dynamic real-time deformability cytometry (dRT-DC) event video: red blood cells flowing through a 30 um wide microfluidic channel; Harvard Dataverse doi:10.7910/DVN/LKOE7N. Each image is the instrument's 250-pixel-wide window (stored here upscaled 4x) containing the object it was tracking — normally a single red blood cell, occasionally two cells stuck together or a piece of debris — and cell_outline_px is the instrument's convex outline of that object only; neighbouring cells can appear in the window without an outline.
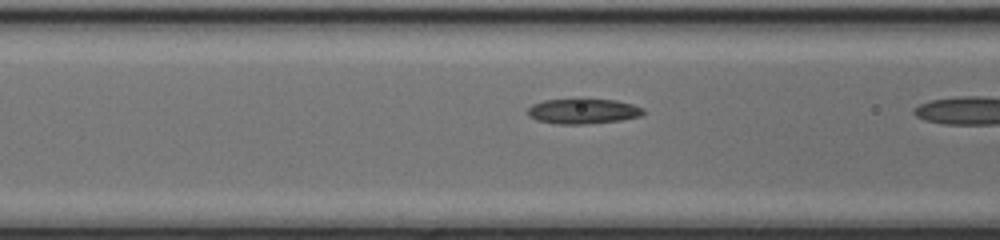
{"species": "common noctule bat (a hibernating species)", "species_latin": "Nyctalus noctula", "temperature_condition": "cold", "stored_images_in_passage": 18, "camera_frame_rate_fps": 3000, "um_per_image_px": 0.085, "animal": {"sex": "female", "body_mass_g": 17.0, "forearm_length_mm": 48.0}, "frame": {"image": 1, "passage_image": 14, "time_ms": 4.333, "image_size_px": [1000, 240], "cell_outline_px": [[644, 112], [640, 116], [620, 120], [584, 124], [556, 124], [536, 120], [528, 116], [528, 108], [532, 104], [544, 100], [576, 96], [584, 96], [616, 100], [632, 104], [644, 108]], "centroid_in_image_um": [49.52, 9.39], "position_along_channel_um": 117.1, "area_um2": 17.86}}
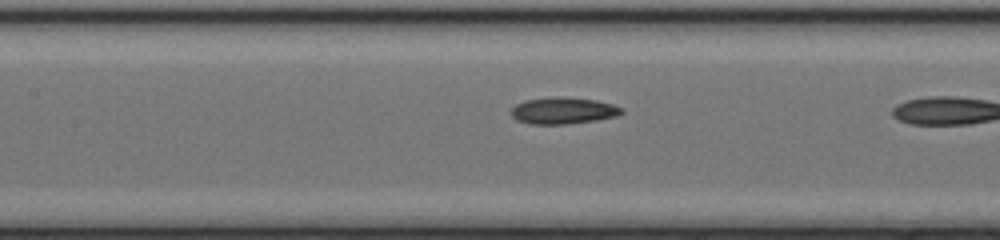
{"frame": {"image": 2, "passage_image": 17, "time_ms": 5.333, "image_size_px": [1000, 240], "cell_outline_px": [[624, 112], [616, 116], [596, 120], [568, 124], [528, 124], [516, 120], [512, 116], [512, 108], [516, 104], [524, 100], [556, 96], [596, 100], [612, 104], [620, 108]], "centroid_in_image_um": [47.83, 9.41], "position_along_channel_um": 159.6, "area_um2": 17.11}}